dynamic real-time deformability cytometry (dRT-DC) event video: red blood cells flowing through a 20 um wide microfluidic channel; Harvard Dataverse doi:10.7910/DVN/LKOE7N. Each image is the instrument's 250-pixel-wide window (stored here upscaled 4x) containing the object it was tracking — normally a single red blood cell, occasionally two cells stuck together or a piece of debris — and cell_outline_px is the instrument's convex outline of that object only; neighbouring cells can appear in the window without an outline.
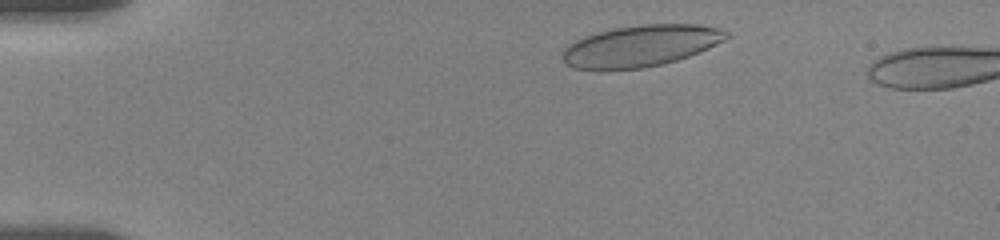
{"species": "human", "species_latin": "Homo sapiens", "temperature_condition": "room temperature", "stored_images_in_passage": 32, "camera_frame_rate_fps": 3000, "um_per_image_px": 0.085, "donor": {"sex": "female"}, "frame": {"image": 1, "passage_image": 3, "time_ms": 1.0, "image_size_px": [1000, 240], "cell_outline_px": [[732, 36], [700, 52], [664, 64], [644, 68], [572, 68], [560, 56], [560, 52], [568, 44], [584, 36], [616, 28], [640, 24], [696, 24], [720, 28], [728, 32]], "centroid_in_image_um": [54.49, 3.88], "position_along_channel_um": 30.5, "area_um2": 39.3}}
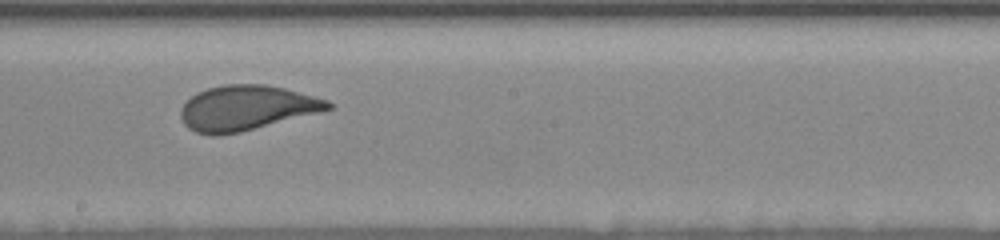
{"frame": {"image": 2, "passage_image": 19, "time_ms": 8.333, "image_size_px": [1000, 240], "cell_outline_px": [[332, 108], [240, 132], [212, 136], [196, 132], [188, 128], [184, 124], [180, 116], [180, 108], [196, 92], [208, 88], [224, 84], [264, 84], [284, 88], [328, 100], [332, 104]], "centroid_in_image_um": [20.89, 9.17], "position_along_channel_um": 227.3, "area_um2": 38.15}}
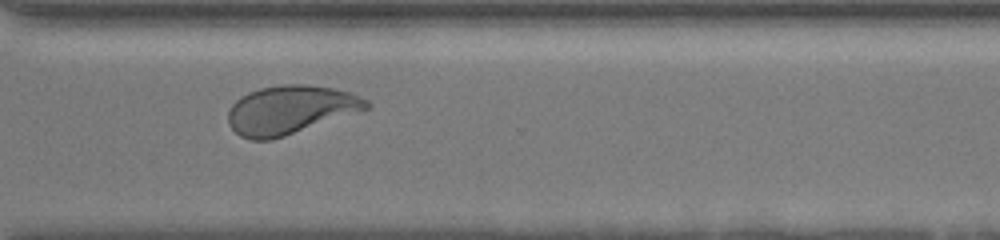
{"frame": {"image": 3, "passage_image": 31, "time_ms": 11.667, "image_size_px": [1000, 240], "cell_outline_px": [[372, 108], [272, 140], [252, 140], [240, 136], [228, 124], [228, 112], [232, 104], [236, 100], [248, 92], [260, 88], [280, 84], [308, 84], [332, 88], [348, 92], [360, 96], [368, 100], [372, 104]], "centroid_in_image_um": [24.69, 9.33], "position_along_channel_um": 345.9, "area_um2": 39.36}}